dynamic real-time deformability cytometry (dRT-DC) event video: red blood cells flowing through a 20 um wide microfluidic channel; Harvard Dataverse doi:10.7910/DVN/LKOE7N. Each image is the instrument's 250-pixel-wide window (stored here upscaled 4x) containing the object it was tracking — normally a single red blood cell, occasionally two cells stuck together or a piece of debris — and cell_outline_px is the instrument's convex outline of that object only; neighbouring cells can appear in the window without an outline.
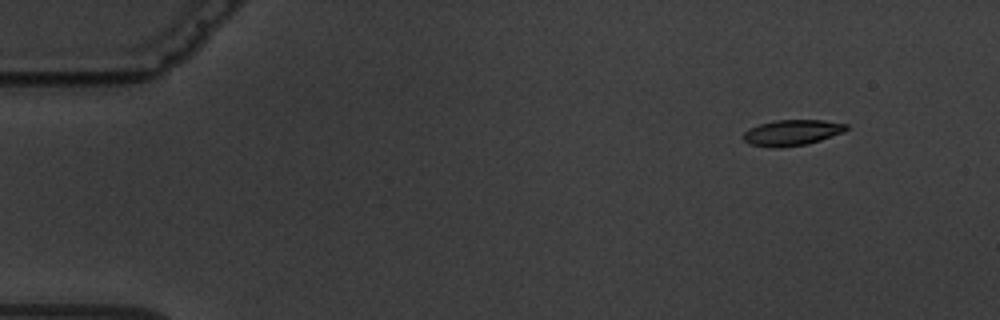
{"species": "common noctule bat (a hibernating species)", "species_latin": "Nyctalus noctula", "temperature_condition": "warm", "stored_images_in_passage": 4, "camera_frame_rate_fps": 3000, "um_per_image_px": 0.085, "animal": {"sex": "male", "body_mass_g": 19.5, "forearm_length_mm": 54.6}, "frame": {"image": 1, "passage_image": 1, "time_ms": 0.0, "image_size_px": [1000, 320], "cell_outline_px": [[848, 128], [844, 132], [820, 140], [804, 144], [748, 144], [744, 140], [744, 132], [760, 124], [776, 120], [824, 120], [848, 124]], "centroid_in_image_um": [67.42, 11.21], "position_along_channel_um": 17.6, "area_um2": 14.45}}
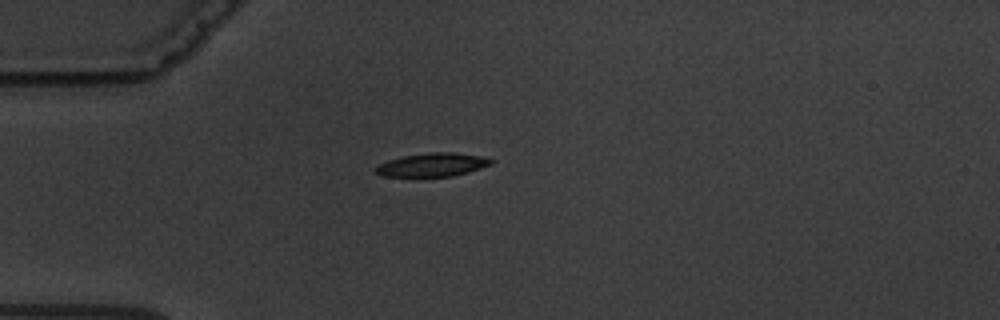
{"frame": {"image": 2, "passage_image": 4, "time_ms": 3.333, "image_size_px": [1000, 320], "cell_outline_px": [[496, 160], [492, 164], [468, 172], [452, 176], [384, 176], [372, 172], [372, 168], [388, 160], [404, 156], [432, 152], [456, 152], [480, 156]], "centroid_in_image_um": [36.74, 14.0], "position_along_channel_um": 48.3, "area_um2": 15.78}}